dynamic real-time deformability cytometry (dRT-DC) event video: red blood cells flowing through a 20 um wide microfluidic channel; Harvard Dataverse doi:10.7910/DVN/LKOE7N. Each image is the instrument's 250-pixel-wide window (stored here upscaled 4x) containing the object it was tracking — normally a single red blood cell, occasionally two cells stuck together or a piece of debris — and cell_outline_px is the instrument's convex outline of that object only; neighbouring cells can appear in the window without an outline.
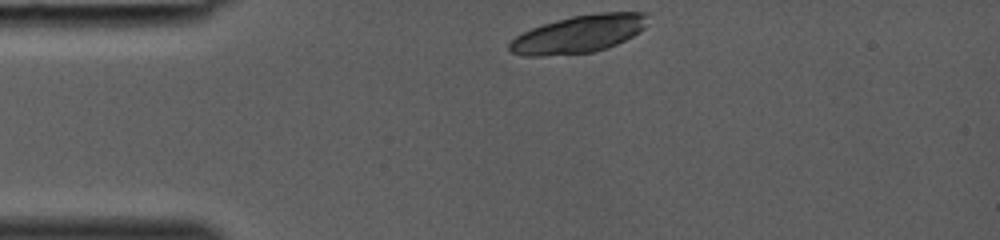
{"species": "common noctule bat (a hibernating species)", "species_latin": "Nyctalus noctula", "temperature_condition": "room temperature", "stored_images_in_passage": 27, "camera_frame_rate_fps": 3000, "um_per_image_px": 0.085, "animal": {"sex": "female", "body_mass_g": 19.0, "forearm_length_mm": 53.3}, "frame": {"image": 1, "passage_image": 1, "time_ms": 0.0, "image_size_px": [1000, 240], "cell_outline_px": [[648, 12], [644, 28], [640, 32], [616, 44], [592, 52], [544, 56], [524, 56], [512, 52], [508, 48], [508, 44], [516, 36], [532, 28], [556, 20], [572, 16], [600, 12]], "centroid_in_image_um": [49.19, 2.89], "position_along_channel_um": 35.8, "area_um2": 30.06}}
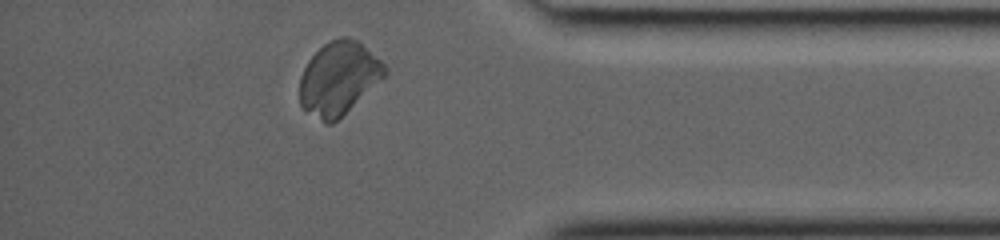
{"frame": {"image": 2, "passage_image": 26, "time_ms": 8.333, "image_size_px": [1000, 240], "cell_outline_px": [[388, 72], [384, 76], [332, 124], [324, 124], [304, 108], [300, 104], [300, 76], [308, 60], [324, 44], [340, 36], [348, 36], [356, 40], [380, 60], [388, 68]], "centroid_in_image_um": [28.76, 6.64], "position_along_channel_um": 406.4, "area_um2": 35.49}}